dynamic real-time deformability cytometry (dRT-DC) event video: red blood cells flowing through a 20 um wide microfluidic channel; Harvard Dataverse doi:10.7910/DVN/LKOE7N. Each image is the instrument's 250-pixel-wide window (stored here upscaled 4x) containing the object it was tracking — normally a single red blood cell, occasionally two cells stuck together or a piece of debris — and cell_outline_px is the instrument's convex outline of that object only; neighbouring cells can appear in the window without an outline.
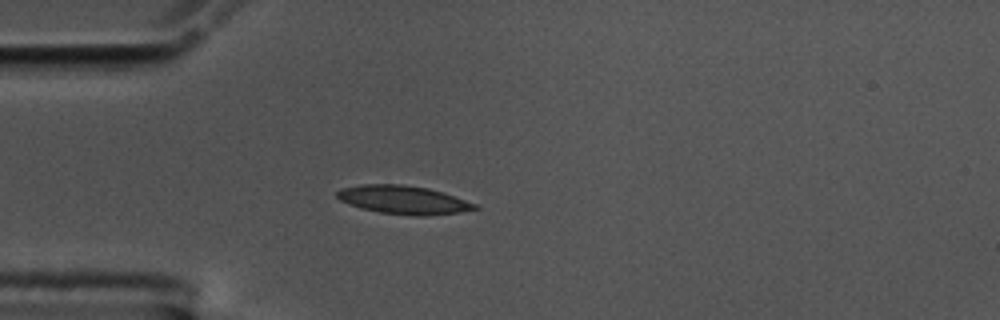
{"species": "common noctule bat (a hibernating species)", "species_latin": "Nyctalus noctula", "temperature_condition": "cold", "stored_images_in_passage": 42, "camera_frame_rate_fps": 3000, "um_per_image_px": 0.085, "animal": {"sex": "male", "body_mass_g": 17.5, "forearm_length_mm": 52.3}, "frame": {"image": 1, "passage_image": 1, "time_ms": 0.0, "image_size_px": [1000, 320], "cell_outline_px": [[480, 208], [460, 212], [424, 216], [416, 216], [380, 212], [360, 208], [348, 204], [340, 200], [336, 196], [336, 192], [340, 188], [360, 184], [400, 184], [428, 188], [444, 192], [476, 204]], "centroid_in_image_um": [34.26, 16.98], "position_along_channel_um": 50.7, "area_um2": 22.89}}
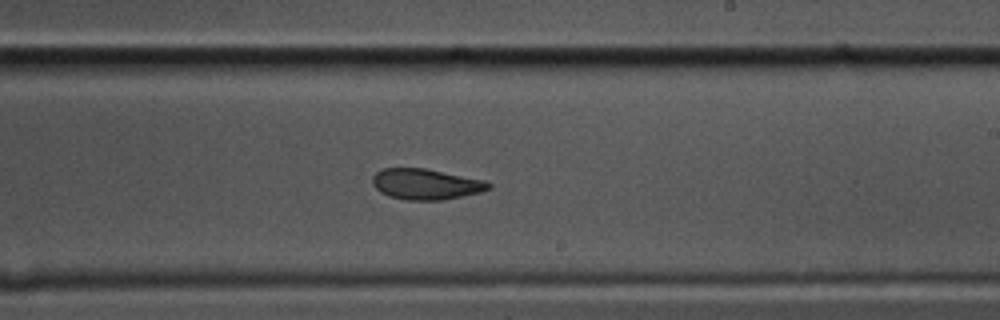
{"frame": {"image": 2, "passage_image": 19, "time_ms": 6.0, "image_size_px": [1000, 320], "cell_outline_px": [[492, 188], [480, 192], [440, 200], [408, 200], [388, 196], [380, 192], [372, 184], [372, 176], [376, 172], [384, 168], [424, 168], [484, 180], [492, 184]], "centroid_in_image_um": [36.17, 15.65], "position_along_channel_um": 252.8, "area_um2": 20.69}}
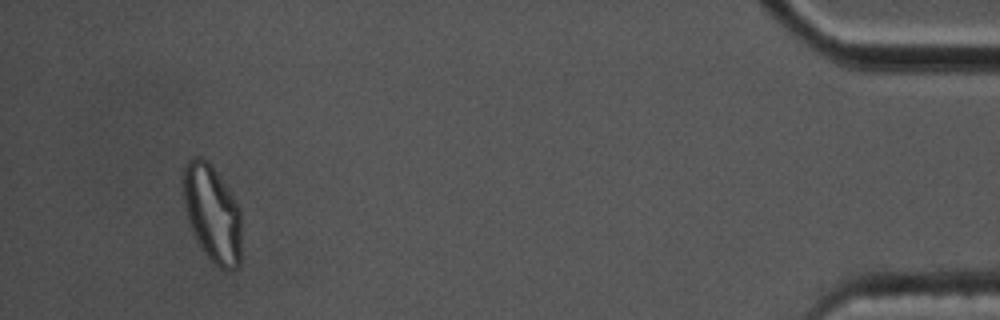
{"frame": {"image": 3, "passage_image": 39, "time_ms": 12.667, "image_size_px": [1000, 320], "cell_outline_px": [[240, 264], [236, 268], [228, 272], [224, 272], [204, 252], [192, 228], [188, 216], [184, 200], [180, 180], [180, 176], [184, 164], [192, 156], [200, 156], [208, 160], [240, 208]], "centroid_in_image_um": [18.02, 18.09], "position_along_channel_um": 417.2, "area_um2": 32.89}, "authors_computed_cell_mechanics": {"area_um2": 21.9351, "velocity_mm_per_s": 3.5387, "shape_relaxation_time_tau1_ms": 7.1086, "shape_relaxation_time_tau2_ms": 3.5527, "deformation_change_tau1": 0.1828, "deformation_change_tau2": 0.0891}}